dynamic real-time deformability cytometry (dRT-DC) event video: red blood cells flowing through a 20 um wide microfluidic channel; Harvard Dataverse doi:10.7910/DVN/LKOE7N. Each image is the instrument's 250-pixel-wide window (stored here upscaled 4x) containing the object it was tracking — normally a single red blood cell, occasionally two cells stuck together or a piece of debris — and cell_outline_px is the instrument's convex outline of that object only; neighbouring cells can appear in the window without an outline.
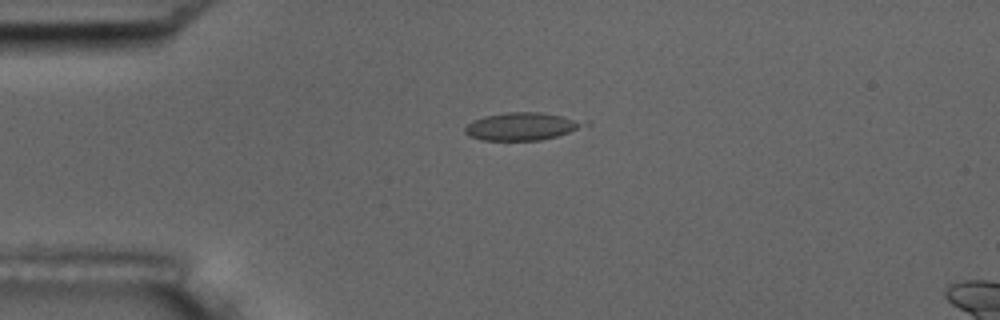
{"species": "common noctule bat (a hibernating species)", "species_latin": "Nyctalus noctula", "temperature_condition": "room temperature", "stored_images_in_passage": 6, "segment_of_instrument_passage": [1, 2], "camera_frame_rate_fps": 3000, "um_per_image_px": 0.085, "animal": {"sex": "male", "body_mass_g": 17.5, "forearm_length_mm": 52.3}, "frame": {"image": 1, "passage_image": 4, "time_ms": 3.333, "image_size_px": [1000, 320], "cell_outline_px": [[588, 124], [568, 132], [556, 136], [540, 140], [484, 140], [468, 136], [464, 132], [464, 128], [472, 120], [484, 116], [508, 112], [540, 112], [588, 120]], "centroid_in_image_um": [44.35, 10.73], "position_along_channel_um": 40.6, "area_um2": 19.25}}